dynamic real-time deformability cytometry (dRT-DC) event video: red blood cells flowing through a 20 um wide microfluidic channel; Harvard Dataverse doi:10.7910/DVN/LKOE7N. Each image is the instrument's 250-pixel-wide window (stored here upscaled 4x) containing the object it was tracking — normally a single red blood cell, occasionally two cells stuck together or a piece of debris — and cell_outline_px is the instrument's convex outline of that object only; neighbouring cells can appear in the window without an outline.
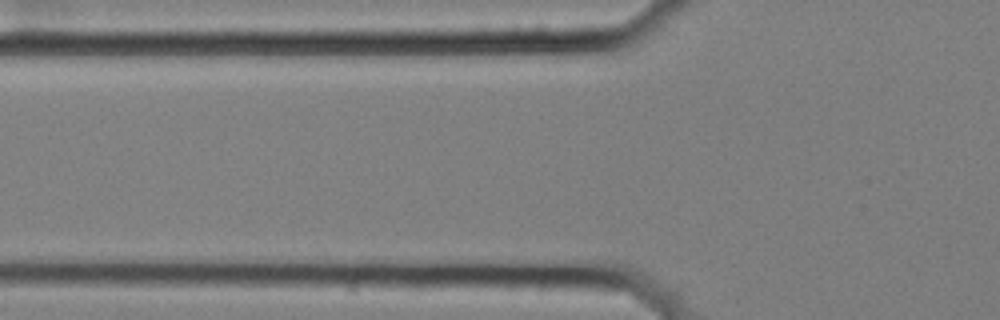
{"species": "common noctule bat (a hibernating species)", "species_latin": "Nyctalus noctula", "temperature_condition": "cold", "stored_images_in_passage": 3, "camera_frame_rate_fps": 3000, "um_per_image_px": 0.085, "animal": {"sex": "female", "body_mass_g": 25.1}, "frame": {"image": 1, "passage_image": 3, "time_ms": 0.667, "image_size_px": [1000, 320], "cell_outline_px": [[604, 292], [428, 288], [420, 280], [456, 276], [596, 280], [604, 288]], "centroid_in_image_um": [43.69, 24.14], "position_along_channel_um": 82.1, "area_um2": 15.26}}